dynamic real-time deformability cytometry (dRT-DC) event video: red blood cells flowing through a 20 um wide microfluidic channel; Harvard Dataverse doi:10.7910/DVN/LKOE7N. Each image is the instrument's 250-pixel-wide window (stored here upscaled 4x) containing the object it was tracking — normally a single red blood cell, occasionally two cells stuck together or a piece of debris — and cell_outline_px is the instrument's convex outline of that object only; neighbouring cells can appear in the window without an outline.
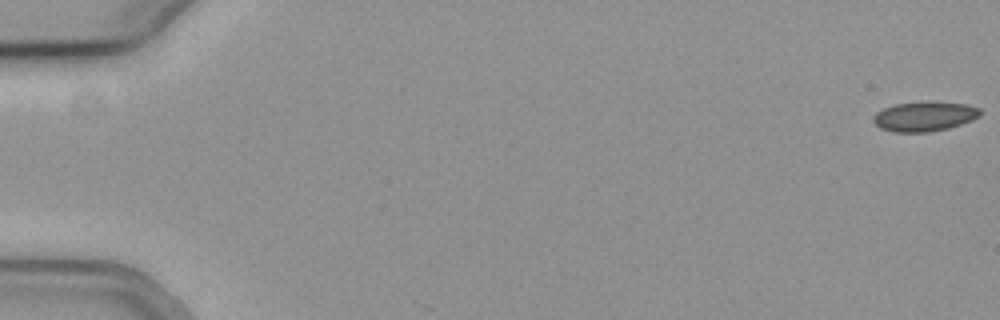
{"species": "common noctule bat (a hibernating species)", "species_latin": "Nyctalus noctula", "temperature_condition": "cold", "stored_images_in_passage": 6, "camera_frame_rate_fps": 3000, "um_per_image_px": 0.085, "animal": {"sex": "female", "body_mass_g": 19.3, "forearm_length_mm": 54.1}, "frame": {"image": 1, "passage_image": 1, "time_ms": 0.0, "image_size_px": [1000, 320], "cell_outline_px": [[980, 116], [972, 120], [948, 128], [928, 132], [896, 132], [880, 128], [872, 120], [876, 112], [884, 108], [896, 104], [968, 104], [980, 108]], "centroid_in_image_um": [78.57, 9.94], "position_along_channel_um": 6.4, "area_um2": 17.63}}